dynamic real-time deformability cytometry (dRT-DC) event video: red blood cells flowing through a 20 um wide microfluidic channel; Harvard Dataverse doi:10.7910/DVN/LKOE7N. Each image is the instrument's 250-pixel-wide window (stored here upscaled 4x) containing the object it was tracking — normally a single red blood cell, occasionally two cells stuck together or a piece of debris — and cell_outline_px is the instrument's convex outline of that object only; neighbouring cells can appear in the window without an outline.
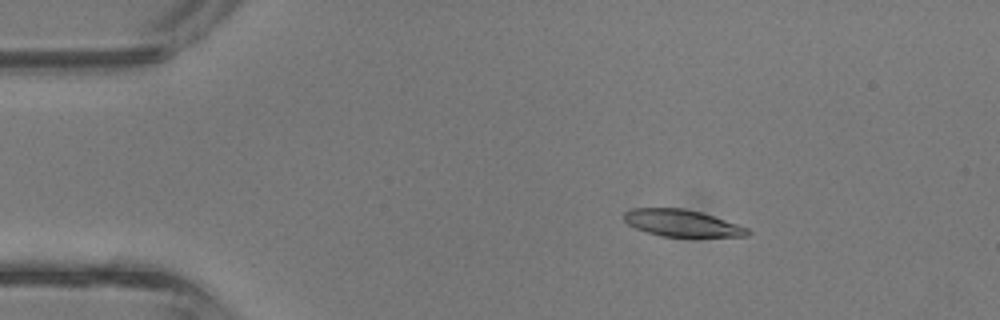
{"species": "common noctule bat (a hibernating species)", "species_latin": "Nyctalus noctula", "temperature_condition": "room temperature", "stored_images_in_passage": 4, "camera_frame_rate_fps": 3000, "um_per_image_px": 0.085, "animal": {"sex": "male", "body_mass_g": 13.3}, "frame": {"image": 1, "passage_image": 2, "time_ms": 0.333, "image_size_px": [1000, 320], "cell_outline_px": [[752, 232], [748, 236], [660, 236], [636, 228], [628, 224], [624, 220], [624, 212], [632, 208], [684, 208], [700, 212], [748, 228]], "centroid_in_image_um": [57.94, 18.96], "position_along_channel_um": 27.1, "area_um2": 19.02}}